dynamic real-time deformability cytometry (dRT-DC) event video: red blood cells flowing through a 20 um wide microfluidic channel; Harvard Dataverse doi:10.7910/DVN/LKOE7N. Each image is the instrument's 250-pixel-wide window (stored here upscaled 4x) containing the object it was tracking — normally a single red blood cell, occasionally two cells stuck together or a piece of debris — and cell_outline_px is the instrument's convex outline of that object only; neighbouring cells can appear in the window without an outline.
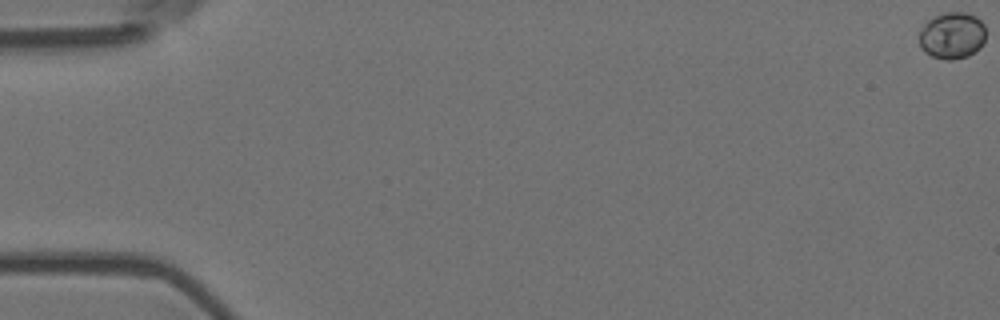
{"species": "Egyptian fruit bat (a non-hibernating species)", "species_latin": "Rousettus aegyptiacus", "temperature_condition": "room temperature", "stored_images_in_passage": 57, "camera_frame_rate_fps": 3000, "um_per_image_px": 0.085, "animal": {"sex": "female"}, "frame": {"image": 1, "passage_image": 1, "time_ms": 0.0, "image_size_px": [1000, 320], "cell_outline_px": [[984, 40], [980, 48], [968, 56], [952, 60], [948, 60], [932, 56], [924, 52], [920, 48], [920, 28], [928, 20], [944, 12], [968, 12], [976, 16], [984, 24]], "centroid_in_image_um": [80.92, 3.01], "position_along_channel_um": 4.1, "area_um2": 18.21}}
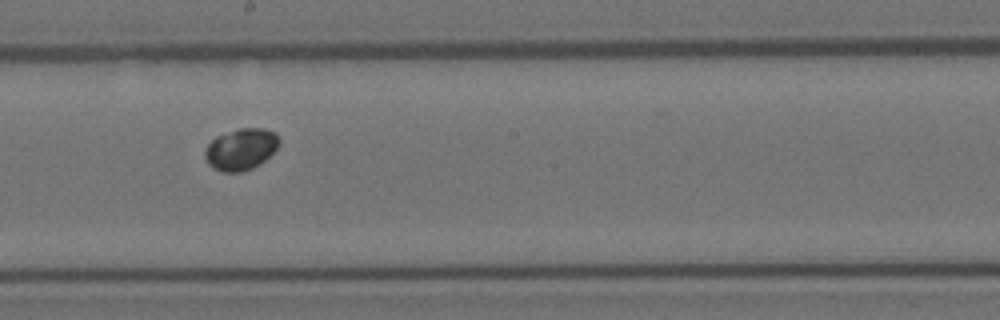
{"frame": {"image": 2, "passage_image": 33, "time_ms": 10.667, "image_size_px": [1000, 320], "cell_outline_px": [[280, 144], [260, 164], [252, 168], [240, 172], [220, 172], [212, 168], [208, 164], [204, 156], [204, 148], [216, 136], [240, 128], [264, 128], [276, 132], [280, 136]], "centroid_in_image_um": [20.47, 12.68], "position_along_channel_um": 227.7, "area_um2": 18.15}}
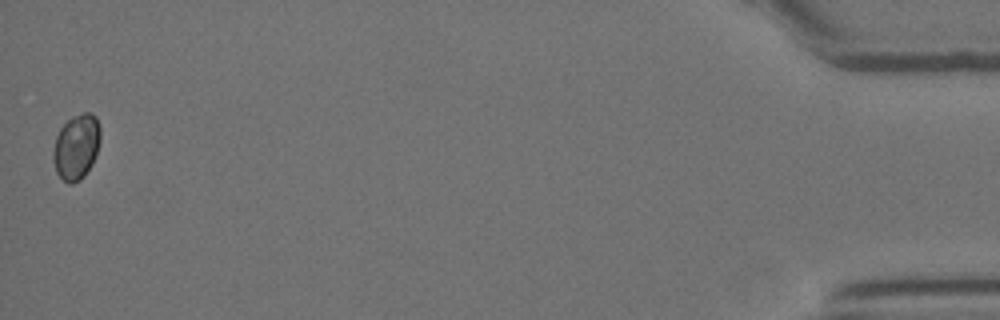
{"frame": {"image": 3, "passage_image": 57, "time_ms": 18.667, "image_size_px": [1000, 320], "cell_outline_px": [[100, 140], [96, 156], [92, 164], [84, 176], [80, 180], [72, 184], [68, 184], [56, 172], [52, 156], [52, 152], [56, 136], [60, 128], [72, 116], [80, 112], [92, 112], [96, 116], [100, 128]], "centroid_in_image_um": [6.49, 12.46], "position_along_channel_um": 428.7, "area_um2": 18.21}}